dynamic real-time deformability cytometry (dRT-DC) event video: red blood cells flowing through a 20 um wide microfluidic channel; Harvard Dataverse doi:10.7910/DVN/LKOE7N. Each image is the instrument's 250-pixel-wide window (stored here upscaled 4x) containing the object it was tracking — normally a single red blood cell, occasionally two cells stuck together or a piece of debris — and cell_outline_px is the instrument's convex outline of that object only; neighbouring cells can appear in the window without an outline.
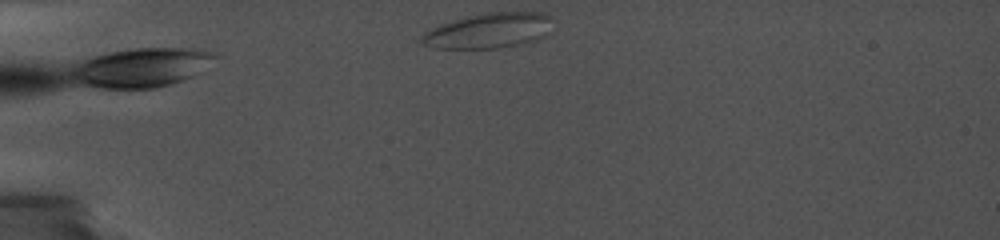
{"species": "common noctule bat (a hibernating species)", "species_latin": "Nyctalus noctula", "temperature_condition": "cold", "stored_images_in_passage": 17, "camera_frame_rate_fps": 5000, "um_per_image_px": 0.085, "animal": {"sex": "female", "body_mass_g": 19.0, "forearm_length_mm": 56.7}, "frame": {"image": 1, "passage_image": 1, "time_ms": 0.0, "image_size_px": [1000, 240], "cell_outline_px": [[552, 32], [536, 40], [524, 44], [496, 48], [432, 48], [424, 44], [420, 40], [424, 32], [444, 24], [468, 16], [488, 12], [544, 12], [552, 16]], "centroid_in_image_um": [41.65, 2.6], "position_along_channel_um": 43.3, "area_um2": 26.93}}
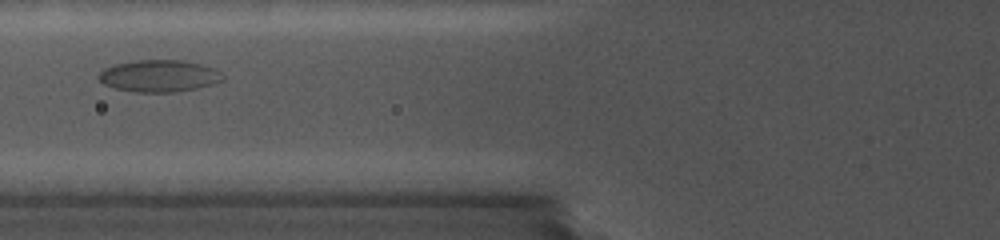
{"frame": {"image": 2, "passage_image": 12, "time_ms": 3.4, "image_size_px": [1000, 240], "cell_outline_px": [[224, 80], [212, 84], [196, 88], [172, 92], [136, 92], [116, 88], [104, 84], [96, 76], [104, 68], [116, 64], [136, 60], [180, 60], [200, 64], [212, 68], [220, 72], [224, 76]], "centroid_in_image_um": [13.51, 6.45], "position_along_channel_um": 112.3, "area_um2": 22.89}}